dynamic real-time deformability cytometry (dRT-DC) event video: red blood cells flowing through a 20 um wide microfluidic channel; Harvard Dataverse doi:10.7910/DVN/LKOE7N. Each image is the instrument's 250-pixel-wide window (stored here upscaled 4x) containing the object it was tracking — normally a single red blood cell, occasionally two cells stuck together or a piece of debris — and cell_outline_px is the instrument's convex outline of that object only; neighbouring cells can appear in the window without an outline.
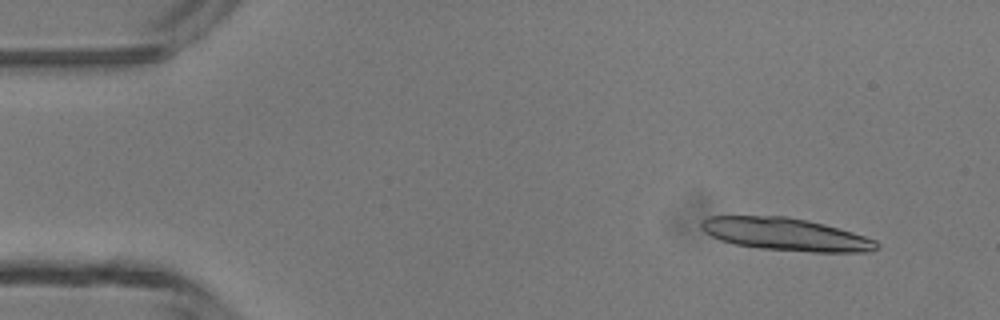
{"species": "common noctule bat (a hibernating species)", "species_latin": "Nyctalus noctula", "temperature_condition": "room temperature", "stored_images_in_passage": 6, "camera_frame_rate_fps": 3000, "um_per_image_px": 0.085, "animal": {"sex": "male", "body_mass_g": 13.3}, "frame": {"image": 1, "passage_image": 2, "time_ms": 1.0, "image_size_px": [1000, 320], "cell_outline_px": [[880, 248], [872, 252], [812, 252], [760, 248], [736, 244], [720, 240], [704, 232], [700, 228], [700, 220], [708, 216], [784, 216], [824, 224], [852, 232], [876, 240], [880, 244]], "centroid_in_image_um": [66.79, 19.92], "position_along_channel_um": 18.2, "area_um2": 33.35}}
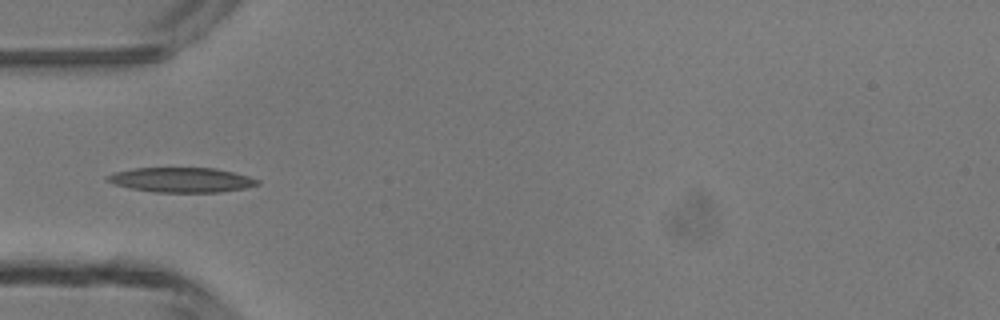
{"frame": {"image": 2, "passage_image": 5, "time_ms": 4.667, "image_size_px": [1000, 320], "cell_outline_px": [[260, 184], [244, 188], [220, 192], [156, 192], [132, 188], [112, 184], [104, 180], [104, 176], [116, 172], [136, 168], [212, 168], [232, 172], [248, 176], [260, 180]], "centroid_in_image_um": [15.4, 15.29], "position_along_channel_um": 69.6, "area_um2": 21.56}}
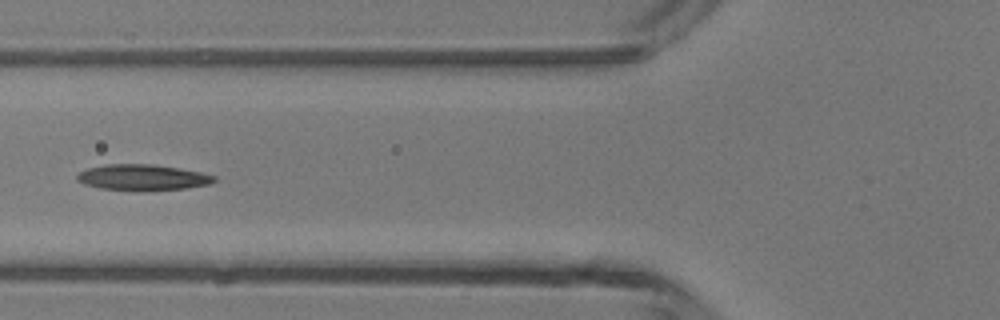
{"frame": {"image": 3, "passage_image": 6, "time_ms": 5.667, "image_size_px": [1000, 320], "cell_outline_px": [[216, 180], [208, 184], [184, 188], [148, 192], [136, 192], [100, 188], [84, 184], [76, 180], [76, 176], [80, 172], [88, 168], [108, 164], [152, 164], [200, 172], [216, 176]], "centroid_in_image_um": [12.09, 15.1], "position_along_channel_um": 113.7, "area_um2": 20.92}}